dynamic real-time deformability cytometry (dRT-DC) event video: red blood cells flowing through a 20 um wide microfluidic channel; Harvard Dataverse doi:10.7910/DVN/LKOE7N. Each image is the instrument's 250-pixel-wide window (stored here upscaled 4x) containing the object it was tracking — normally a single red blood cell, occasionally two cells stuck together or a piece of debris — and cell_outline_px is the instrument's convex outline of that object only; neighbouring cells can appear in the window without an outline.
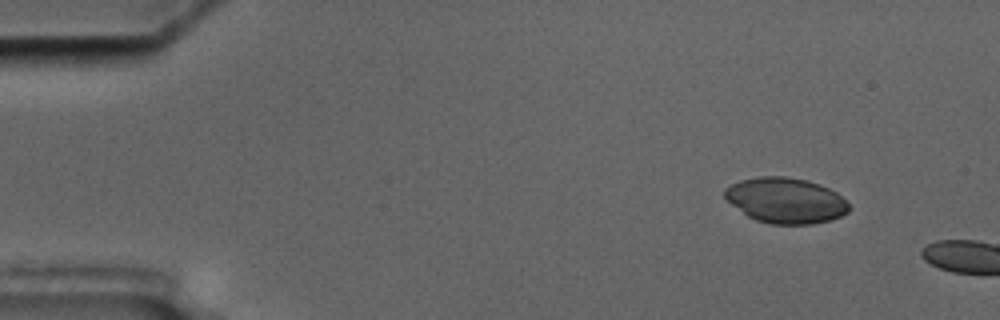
{"species": "common noctule bat (a hibernating species)", "species_latin": "Nyctalus noctula", "temperature_condition": "cold", "stored_images_in_passage": 2, "camera_frame_rate_fps": 3000, "um_per_image_px": 0.085, "animal": {"sex": "male", "body_mass_g": 17.5, "forearm_length_mm": 52.3}, "frame": {"image": 1, "passage_image": 1, "time_ms": 0.0, "image_size_px": [1000, 320], "cell_outline_px": [[852, 208], [848, 212], [832, 220], [812, 224], [772, 224], [756, 220], [748, 216], [732, 204], [724, 196], [724, 188], [740, 180], [760, 176], [784, 176], [808, 180], [820, 184], [836, 192]], "centroid_in_image_um": [66.8, 17.03], "position_along_channel_um": 18.2, "area_um2": 32.95}}